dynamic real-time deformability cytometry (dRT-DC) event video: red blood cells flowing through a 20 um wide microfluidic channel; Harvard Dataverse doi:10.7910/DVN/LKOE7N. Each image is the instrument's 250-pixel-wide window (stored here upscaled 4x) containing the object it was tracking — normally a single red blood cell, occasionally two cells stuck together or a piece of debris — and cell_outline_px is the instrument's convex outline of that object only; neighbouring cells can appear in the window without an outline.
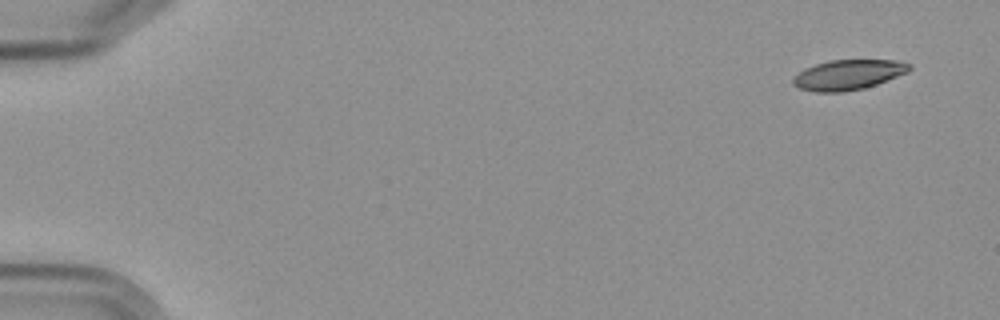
{"species": "Egyptian fruit bat (a non-hibernating species)", "species_latin": "Rousettus aegyptiacus", "temperature_condition": "cold", "stored_images_in_passage": 1, "camera_frame_rate_fps": 3000, "um_per_image_px": 0.085, "frame": {"image": 1, "passage_image": 1, "time_ms": 0.0, "image_size_px": [1000, 320], "cell_outline_px": [[912, 68], [908, 72], [876, 84], [864, 88], [844, 92], [816, 92], [800, 88], [792, 84], [792, 76], [804, 68], [828, 60], [896, 60], [912, 64]], "centroid_in_image_um": [72.08, 6.35], "position_along_channel_um": 12.9, "area_um2": 20.52}}